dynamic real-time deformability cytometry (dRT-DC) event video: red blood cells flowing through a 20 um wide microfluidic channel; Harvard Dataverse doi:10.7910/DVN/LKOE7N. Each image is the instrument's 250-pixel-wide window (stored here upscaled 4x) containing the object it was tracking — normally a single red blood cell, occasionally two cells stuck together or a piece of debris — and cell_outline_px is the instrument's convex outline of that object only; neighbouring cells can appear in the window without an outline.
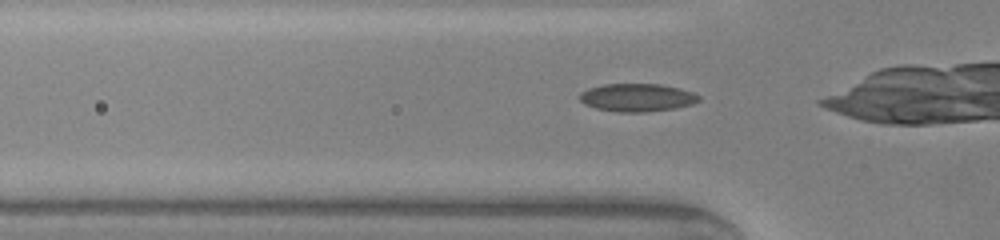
{"species": "common noctule bat (a hibernating species)", "species_latin": "Nyctalus noctula", "temperature_condition": "warm", "stored_images_in_passage": 26, "camera_frame_rate_fps": 3000, "um_per_image_px": 0.085, "animal": {"sex": "male", "body_mass_g": 20.0, "forearm_length_mm": 53.3}, "frame": {"image": 1, "passage_image": 2, "time_ms": 0.333, "image_size_px": [1000, 240], "cell_outline_px": [[700, 100], [692, 104], [676, 108], [644, 112], [616, 112], [596, 108], [584, 104], [580, 100], [580, 92], [588, 88], [604, 84], [660, 84], [680, 88], [692, 92], [700, 96]], "centroid_in_image_um": [54.15, 8.29], "position_along_channel_um": 71.7, "area_um2": 19.48}}
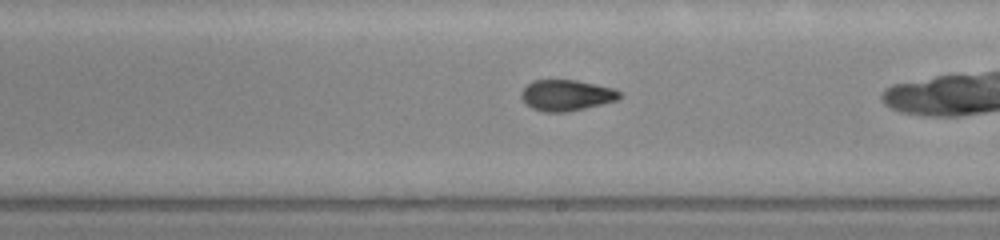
{"frame": {"image": 2, "passage_image": 14, "time_ms": 4.333, "image_size_px": [1000, 240], "cell_outline_px": [[624, 96], [616, 100], [568, 112], [544, 112], [532, 108], [520, 96], [520, 92], [532, 80], [576, 80], [612, 88], [620, 92]], "centroid_in_image_um": [48.14, 8.09], "position_along_channel_um": 240.9, "area_um2": 17.57}}
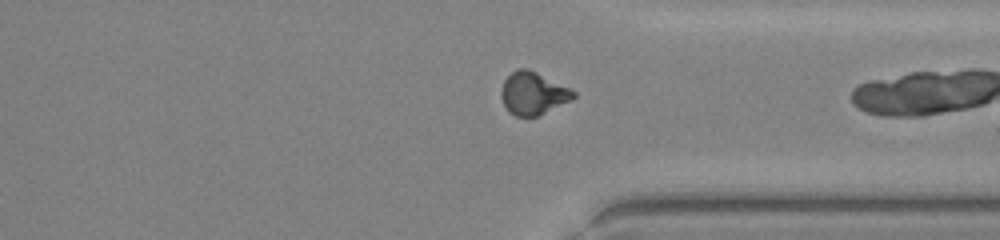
{"frame": {"image": 3, "passage_image": 23, "time_ms": 7.333, "image_size_px": [1000, 240], "cell_outline_px": [[576, 96], [572, 100], [536, 116], [516, 116], [508, 112], [500, 96], [500, 92], [504, 80], [516, 68], [528, 68], [576, 92]], "centroid_in_image_um": [45.28, 7.93], "position_along_channel_um": 366.1, "area_um2": 17.74}}